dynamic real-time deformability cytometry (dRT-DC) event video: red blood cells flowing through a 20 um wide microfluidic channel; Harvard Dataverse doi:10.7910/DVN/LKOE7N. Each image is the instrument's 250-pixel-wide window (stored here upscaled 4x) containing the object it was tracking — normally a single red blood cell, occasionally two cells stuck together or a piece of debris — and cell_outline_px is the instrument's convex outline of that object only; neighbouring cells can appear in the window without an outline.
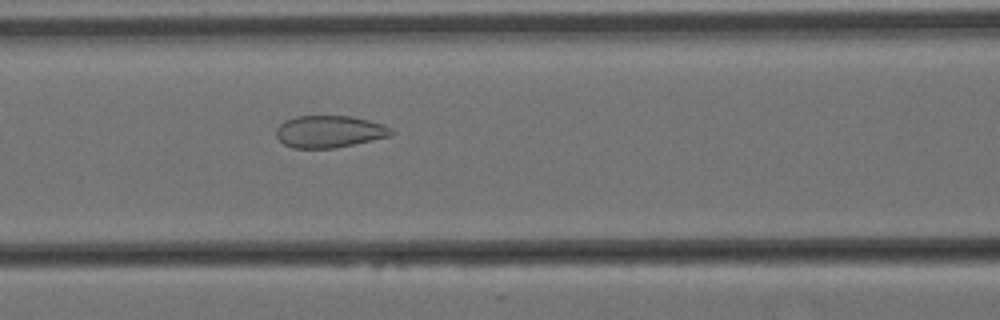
{"species": "Egyptian fruit bat (a non-hibernating species)", "species_latin": "Rousettus aegyptiacus", "temperature_condition": "cold", "stored_images_in_passage": 49, "camera_frame_rate_fps": 3000, "um_per_image_px": 0.085, "animal": {"sex": "female"}, "frame": {"image": 1, "passage_image": 19, "time_ms": 6.0, "image_size_px": [1000, 320], "cell_outline_px": [[392, 136], [332, 148], [292, 148], [284, 144], [276, 136], [276, 128], [284, 120], [296, 116], [352, 116], [384, 124], [392, 128]], "centroid_in_image_um": [27.98, 11.17], "position_along_channel_um": 138.6, "area_um2": 21.5}}
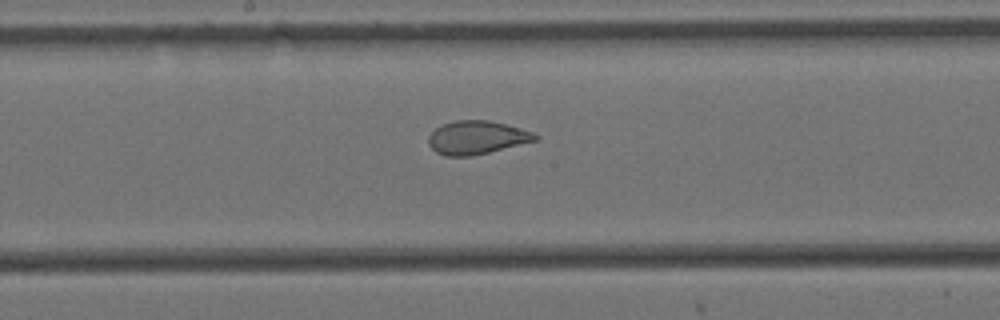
{"frame": {"image": 2, "passage_image": 25, "time_ms": 8.0, "image_size_px": [1000, 320], "cell_outline_px": [[540, 140], [472, 156], [444, 156], [436, 152], [428, 144], [428, 136], [436, 128], [444, 124], [456, 120], [488, 120], [508, 124], [532, 132], [540, 136]], "centroid_in_image_um": [40.56, 11.69], "position_along_channel_um": 207.6, "area_um2": 20.92}}
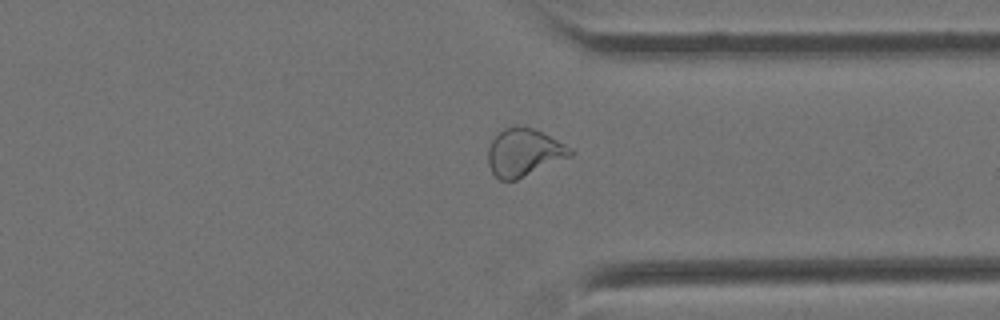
{"frame": {"image": 3, "passage_image": 39, "time_ms": 12.667, "image_size_px": [1000, 320], "cell_outline_px": [[576, 152], [572, 156], [516, 180], [500, 180], [492, 172], [488, 164], [488, 148], [492, 140], [504, 128], [516, 124], [532, 128], [572, 148]], "centroid_in_image_um": [44.54, 12.96], "position_along_channel_um": 366.9, "area_um2": 22.77}}